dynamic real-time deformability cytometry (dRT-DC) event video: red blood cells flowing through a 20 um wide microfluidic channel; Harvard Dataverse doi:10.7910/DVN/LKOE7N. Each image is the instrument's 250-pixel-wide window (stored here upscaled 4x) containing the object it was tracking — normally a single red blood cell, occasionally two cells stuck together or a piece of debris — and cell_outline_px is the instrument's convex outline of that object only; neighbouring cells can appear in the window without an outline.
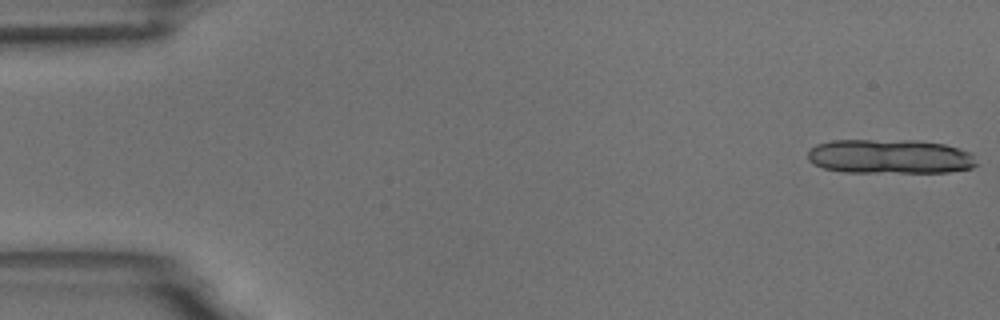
{"species": "common noctule bat (a hibernating species)", "species_latin": "Nyctalus noctula", "temperature_condition": "room temperature", "stored_images_in_passage": 13, "camera_frame_rate_fps": 3000, "um_per_image_px": 0.085, "animal": {"sex": "male", "body_mass_g": 18.8}, "frame": {"image": 1, "passage_image": 1, "time_ms": 0.0, "image_size_px": [1000, 320], "cell_outline_px": [[976, 164], [972, 168], [948, 172], [844, 172], [824, 168], [808, 160], [808, 152], [816, 144], [832, 140], [916, 140], [944, 144], [960, 148], [972, 152]], "centroid_in_image_um": [75.66, 13.3], "position_along_channel_um": 9.3, "area_um2": 33.93}}